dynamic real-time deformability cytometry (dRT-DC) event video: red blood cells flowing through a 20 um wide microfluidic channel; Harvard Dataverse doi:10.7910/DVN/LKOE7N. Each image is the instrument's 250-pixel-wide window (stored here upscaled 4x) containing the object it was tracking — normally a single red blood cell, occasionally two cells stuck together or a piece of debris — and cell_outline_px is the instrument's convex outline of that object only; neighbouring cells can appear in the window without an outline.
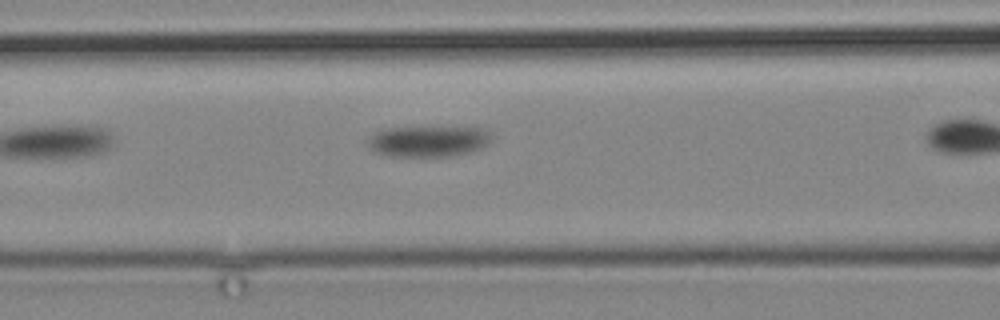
{"species": "common noctule bat (a hibernating species)", "species_latin": "Nyctalus noctula", "temperature_condition": "cold", "stored_images_in_passage": 4, "camera_frame_rate_fps": 3000, "um_per_image_px": 0.085, "animal": {"sex": "male", "body_mass_g": 19.2, "forearm_length_mm": 51.8}, "frame": {"image": 1, "passage_image": 4, "time_ms": 4.667, "image_size_px": [1000, 320], "cell_outline_px": [[492, 140], [488, 144], [472, 152], [456, 156], [392, 156], [376, 152], [368, 148], [368, 136], [376, 132], [388, 128], [484, 128], [492, 132]], "centroid_in_image_um": [36.45, 12.02], "position_along_channel_um": 130.2, "area_um2": 22.31}}